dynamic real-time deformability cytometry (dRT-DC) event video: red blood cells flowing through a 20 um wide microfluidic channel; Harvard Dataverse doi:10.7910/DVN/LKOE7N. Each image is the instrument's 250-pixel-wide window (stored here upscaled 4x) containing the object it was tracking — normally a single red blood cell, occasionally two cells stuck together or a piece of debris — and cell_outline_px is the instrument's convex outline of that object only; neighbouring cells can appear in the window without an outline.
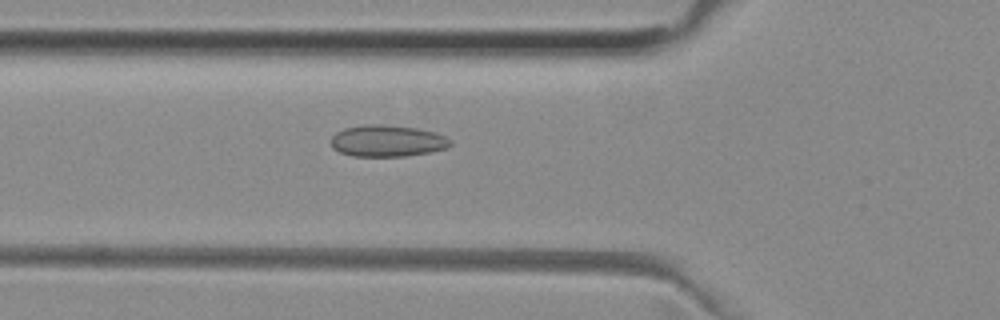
{"species": "common noctule bat (a hibernating species)", "species_latin": "Nyctalus noctula", "temperature_condition": "room temperature", "stored_images_in_passage": 37, "camera_frame_rate_fps": 3000, "um_per_image_px": 0.085, "animal": {"sex": "female", "body_mass_g": 29.2, "forearm_length_mm": 56.3}, "frame": {"image": 1, "passage_image": 11, "time_ms": 3.333, "image_size_px": [1000, 320], "cell_outline_px": [[452, 144], [448, 148], [428, 152], [404, 156], [352, 156], [340, 152], [332, 148], [332, 136], [336, 132], [344, 128], [368, 124], [380, 124], [416, 128], [436, 132], [452, 140]], "centroid_in_image_um": [32.93, 11.97], "position_along_channel_um": 92.9, "area_um2": 21.96}}
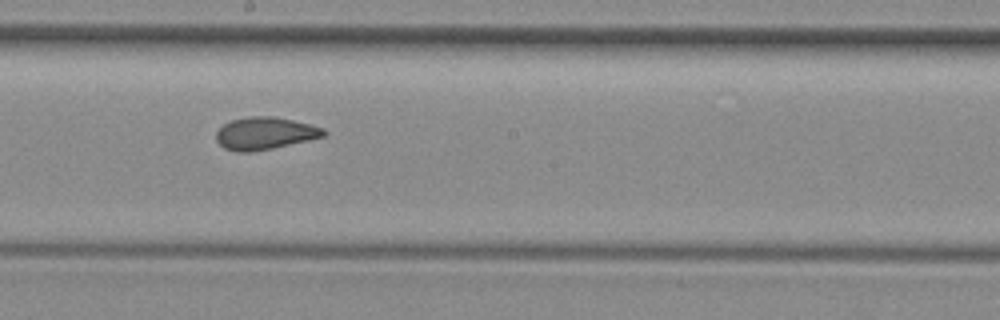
{"frame": {"image": 2, "passage_image": 21, "time_ms": 6.667, "image_size_px": [1000, 320], "cell_outline_px": [[328, 132], [324, 136], [308, 140], [272, 148], [248, 152], [236, 152], [224, 148], [216, 140], [216, 132], [224, 124], [232, 120], [248, 116], [272, 116], [292, 120], [324, 128]], "centroid_in_image_um": [22.5, 11.33], "position_along_channel_um": 225.7, "area_um2": 20.11}}
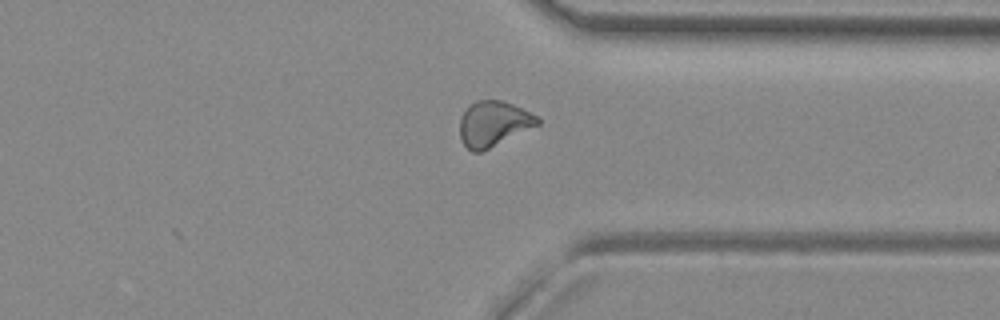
{"frame": {"image": 3, "passage_image": 32, "time_ms": 10.333, "image_size_px": [1000, 320], "cell_outline_px": [[540, 124], [480, 152], [472, 152], [460, 140], [460, 116], [468, 104], [476, 100], [504, 100], [536, 116], [540, 120]], "centroid_in_image_um": [41.9, 10.5], "position_along_channel_um": 369.5, "area_um2": 20.4}, "authors_computed_cell_mechanics": {"area_um2": 20.2878, "velocity_mm_per_s": 3.9773, "shape_relaxation_time_tau1_ms": null, "shape_relaxation_time_tau2_ms": 1.3662, "deformation_change_tau1": null, "deformation_change_tau2": 0.0707}}